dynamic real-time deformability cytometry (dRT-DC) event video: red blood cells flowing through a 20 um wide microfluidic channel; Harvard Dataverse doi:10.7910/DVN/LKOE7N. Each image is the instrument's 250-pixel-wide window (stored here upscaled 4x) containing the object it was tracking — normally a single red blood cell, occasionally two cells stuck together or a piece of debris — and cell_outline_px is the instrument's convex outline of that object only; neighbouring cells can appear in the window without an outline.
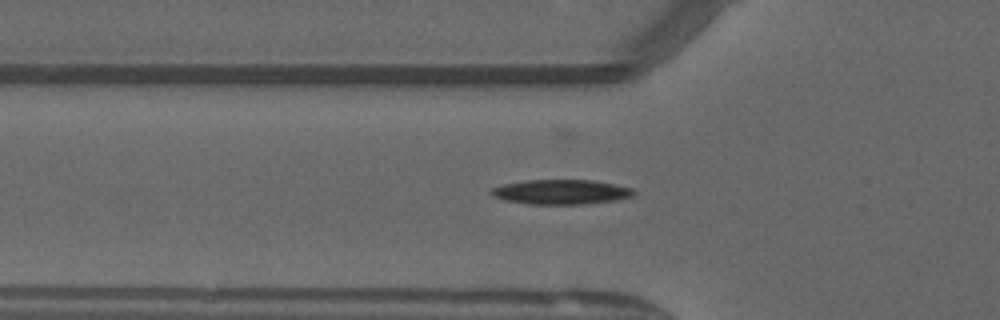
{"species": "common noctule bat (a hibernating species)", "species_latin": "Nyctalus noctula", "temperature_condition": "warm", "stored_images_in_passage": 48, "camera_frame_rate_fps": 3000, "um_per_image_px": 0.085, "animal": {"sex": "male", "forearm_length_mm": 52.5}, "frame": {"image": 1, "passage_image": 14, "time_ms": 4.333, "image_size_px": [1000, 320], "cell_outline_px": [[636, 192], [632, 196], [616, 200], [584, 204], [528, 204], [504, 200], [492, 196], [488, 192], [492, 188], [504, 184], [528, 180], [592, 180], [616, 184], [632, 188]], "centroid_in_image_um": [47.68, 16.31], "position_along_channel_um": 78.1, "area_um2": 20.58}}
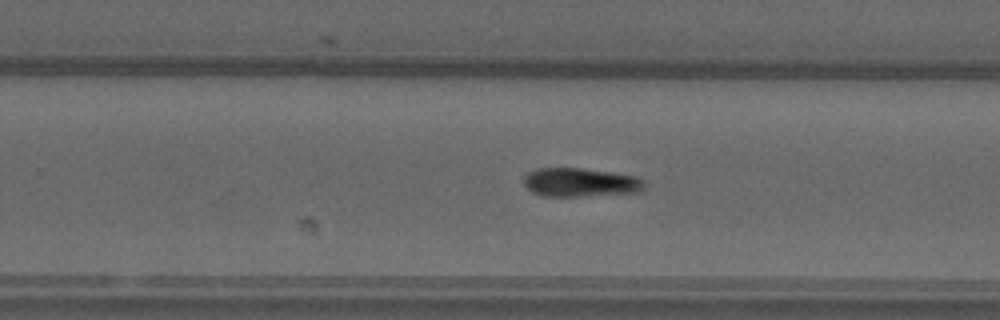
{"frame": {"image": 2, "passage_image": 29, "time_ms": 9.333, "image_size_px": [1000, 320], "cell_outline_px": [[644, 188], [640, 192], [580, 196], [544, 196], [532, 192], [524, 184], [524, 176], [528, 172], [536, 168], [580, 168], [636, 176], [644, 180]], "centroid_in_image_um": [49.31, 15.5], "position_along_channel_um": 280.5, "area_um2": 20.11}}
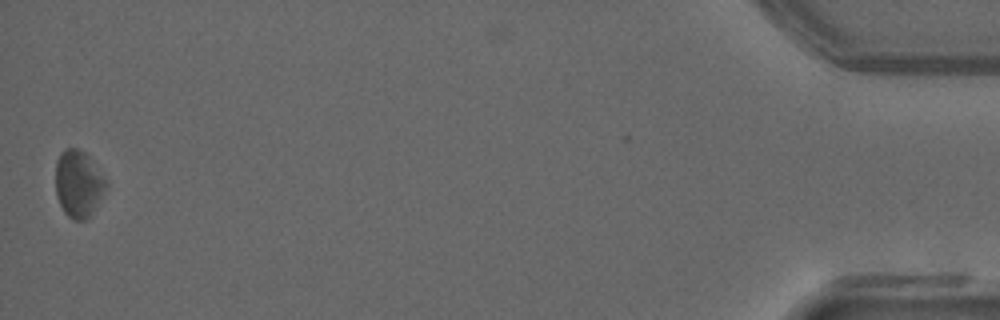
{"frame": {"image": 3, "passage_image": 47, "time_ms": 15.333, "image_size_px": [1000, 320], "cell_outline_px": [[108, 184], [88, 216], [84, 220], [72, 220], [64, 212], [56, 196], [56, 160], [60, 152], [64, 148], [80, 148], [88, 156]], "centroid_in_image_um": [6.61, 15.59], "position_along_channel_um": 428.6, "area_um2": 19.25}, "authors_computed_cell_mechanics": {"area_um2": 20.0566, "velocity_mm_per_s": 4.0538, "shape_relaxation_time_tau1_ms": 8.4306, "shape_relaxation_time_tau2_ms": null, "deformation_change_tau1": 0.1633, "deformation_change_tau2": null}}